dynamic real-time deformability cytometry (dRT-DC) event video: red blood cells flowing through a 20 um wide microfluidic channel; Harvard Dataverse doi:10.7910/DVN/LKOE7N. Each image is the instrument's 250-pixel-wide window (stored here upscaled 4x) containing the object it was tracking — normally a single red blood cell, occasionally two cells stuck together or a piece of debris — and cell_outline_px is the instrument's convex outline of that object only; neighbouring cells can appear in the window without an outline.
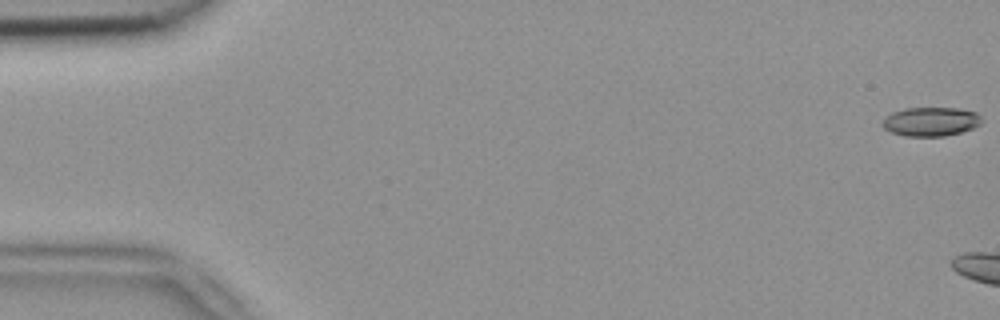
{"species": "common noctule bat (a hibernating species)", "species_latin": "Nyctalus noctula", "temperature_condition": "room temperature", "stored_images_in_passage": 5, "camera_frame_rate_fps": 3000, "um_per_image_px": 0.085, "animal": {"sex": "female", "body_mass_g": 18.4}, "frame": {"image": 1, "passage_image": 1, "time_ms": 0.0, "image_size_px": [1000, 320], "cell_outline_px": [[980, 124], [972, 128], [960, 132], [944, 136], [904, 136], [892, 132], [884, 128], [880, 124], [892, 112], [904, 108], [960, 108], [976, 112], [980, 116]], "centroid_in_image_um": [79.1, 10.33], "position_along_channel_um": 5.9, "area_um2": 16.65}}